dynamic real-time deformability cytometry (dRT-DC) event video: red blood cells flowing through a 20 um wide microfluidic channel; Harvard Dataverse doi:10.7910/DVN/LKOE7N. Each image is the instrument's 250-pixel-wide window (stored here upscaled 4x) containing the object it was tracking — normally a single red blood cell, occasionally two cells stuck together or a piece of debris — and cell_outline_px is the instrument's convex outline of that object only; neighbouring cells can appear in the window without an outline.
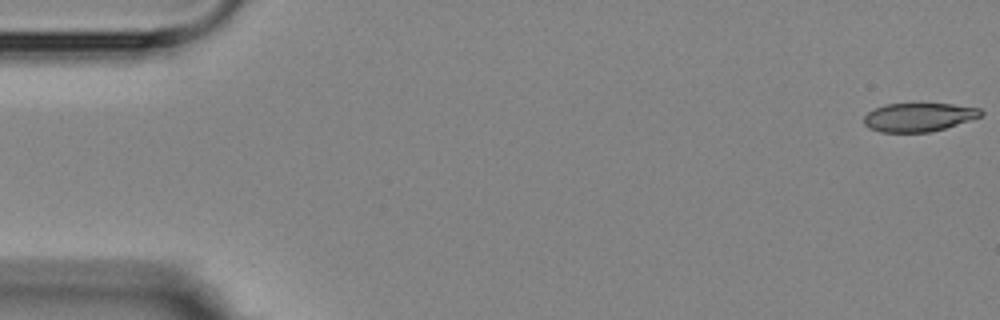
{"species": "Egyptian fruit bat (a non-hibernating species)", "species_latin": "Rousettus aegyptiacus", "temperature_condition": "room temperature", "stored_images_in_passage": 4, "camera_frame_rate_fps": 3000, "um_per_image_px": 0.085, "animal": {"sex": "female"}, "frame": {"image": 1, "passage_image": 1, "time_ms": 0.0, "image_size_px": [1000, 320], "cell_outline_px": [[984, 112], [980, 116], [932, 132], [880, 132], [868, 128], [864, 124], [864, 116], [868, 112], [884, 104], [952, 104], [980, 108]], "centroid_in_image_um": [78.05, 9.96], "position_along_channel_um": 6.9, "area_um2": 19.31}}
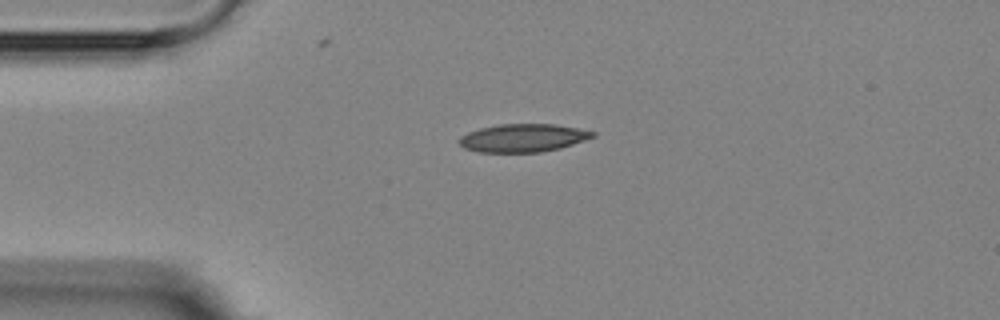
{"frame": {"image": 2, "passage_image": 4, "time_ms": 4.0, "image_size_px": [1000, 320], "cell_outline_px": [[596, 136], [560, 148], [540, 152], [480, 152], [464, 148], [456, 140], [460, 136], [468, 132], [480, 128], [500, 124], [556, 124], [596, 132]], "centroid_in_image_um": [44.43, 11.72], "position_along_channel_um": 40.6, "area_um2": 21.79}}